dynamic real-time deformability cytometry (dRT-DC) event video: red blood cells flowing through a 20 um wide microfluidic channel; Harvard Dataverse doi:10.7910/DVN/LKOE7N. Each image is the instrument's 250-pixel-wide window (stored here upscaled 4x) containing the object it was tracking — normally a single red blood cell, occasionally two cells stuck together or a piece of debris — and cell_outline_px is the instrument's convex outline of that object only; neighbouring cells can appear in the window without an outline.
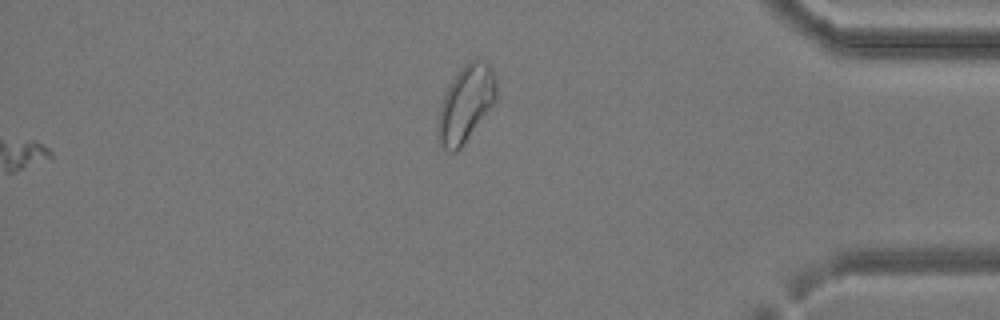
{"species": "common noctule bat (a hibernating species)", "species_latin": "Nyctalus noctula", "temperature_condition": "cold", "stored_images_in_passage": 36, "segment_of_instrument_passage": [2, 2], "camera_frame_rate_fps": 3000, "um_per_image_px": 0.085, "animal": {"sex": "female", "body_mass_g": 24.6, "forearm_length_mm": 56.2}, "frame": {"image": 1, "passage_image": 36, "time_ms": 11.667, "image_size_px": [1000, 320], "cell_outline_px": [[496, 100], [460, 148], [456, 152], [452, 152], [444, 148], [440, 144], [436, 136], [436, 124], [440, 108], [444, 96], [452, 80], [464, 64], [472, 60], [484, 56], [488, 60], [496, 72]], "centroid_in_image_um": [39.61, 8.76], "position_along_channel_um": 395.6, "area_um2": 26.18}}